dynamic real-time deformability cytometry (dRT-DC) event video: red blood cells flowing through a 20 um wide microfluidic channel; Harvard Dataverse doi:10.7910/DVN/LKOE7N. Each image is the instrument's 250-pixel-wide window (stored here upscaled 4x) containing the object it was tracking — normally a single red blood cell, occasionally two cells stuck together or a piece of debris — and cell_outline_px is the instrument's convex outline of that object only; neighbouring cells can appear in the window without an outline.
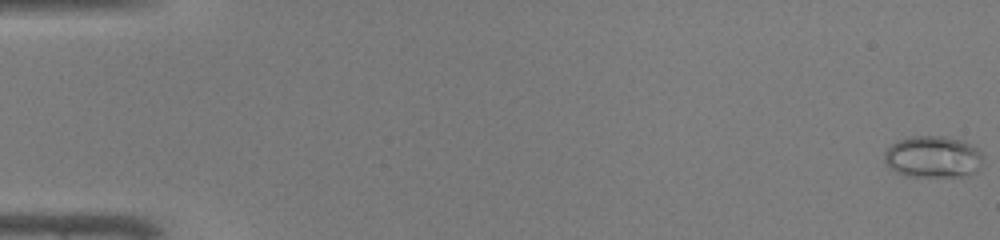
{"species": "common noctule bat (a hibernating species)", "species_latin": "Nyctalus noctula", "temperature_condition": "warm", "stored_images_in_passage": 48, "camera_frame_rate_fps": 3000, "um_per_image_px": 0.085, "animal": {"sex": "male", "body_mass_g": 19.0, "forearm_length_mm": 50.8}, "frame": {"image": 1, "passage_image": 1, "time_ms": 0.0, "image_size_px": [1000, 240], "cell_outline_px": [[984, 160], [976, 172], [960, 176], [904, 176], [896, 172], [884, 160], [884, 152], [896, 140], [912, 136], [948, 136], [960, 140], [976, 148], [980, 152]], "centroid_in_image_um": [79.29, 13.32], "position_along_channel_um": 5.7, "area_um2": 23.93}}
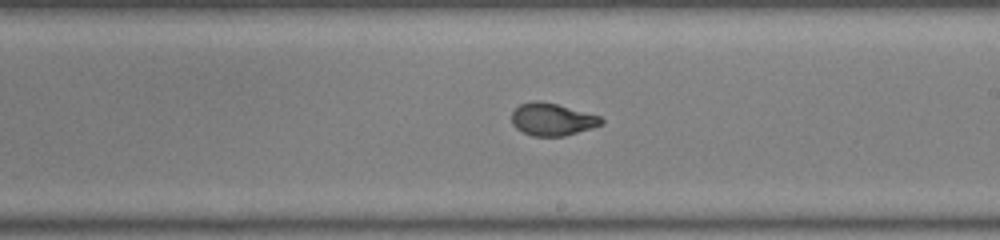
{"frame": {"image": 2, "passage_image": 29, "time_ms": 9.333, "image_size_px": [1000, 240], "cell_outline_px": [[604, 124], [592, 128], [564, 136], [532, 136], [516, 128], [512, 124], [512, 112], [520, 104], [536, 100], [540, 100], [556, 104], [600, 116], [604, 120]], "centroid_in_image_um": [46.94, 10.15], "position_along_channel_um": 242.1, "area_um2": 16.88}}
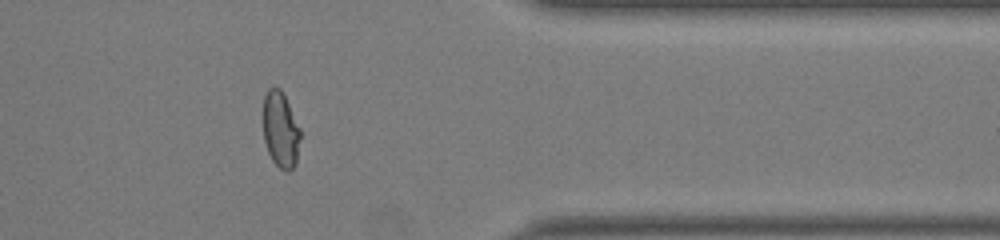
{"frame": {"image": 3, "passage_image": 40, "time_ms": 13.0, "image_size_px": [1000, 240], "cell_outline_px": [[300, 136], [296, 164], [288, 172], [284, 172], [272, 160], [268, 152], [264, 140], [264, 96], [268, 88], [280, 88], [300, 128]], "centroid_in_image_um": [23.85, 11.06], "position_along_channel_um": 387.6, "area_um2": 16.24}}